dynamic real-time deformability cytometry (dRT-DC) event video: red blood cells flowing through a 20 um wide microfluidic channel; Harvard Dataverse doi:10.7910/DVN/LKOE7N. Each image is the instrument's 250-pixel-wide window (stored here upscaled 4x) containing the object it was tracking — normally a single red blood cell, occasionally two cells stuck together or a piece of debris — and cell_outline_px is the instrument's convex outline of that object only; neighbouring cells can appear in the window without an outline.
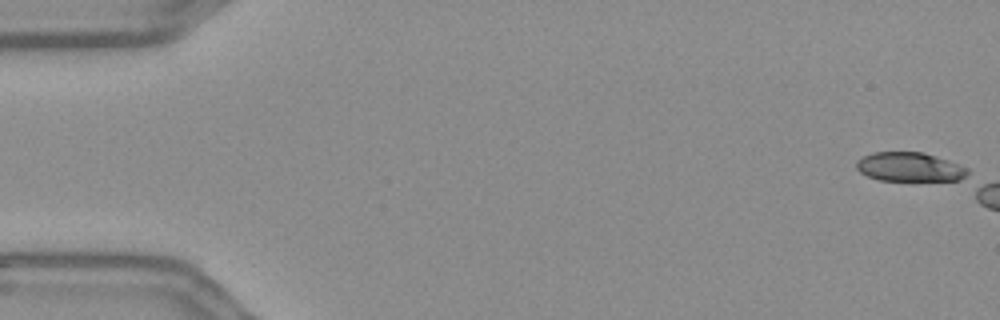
{"species": "Egyptian fruit bat (a non-hibernating species)", "species_latin": "Rousettus aegyptiacus", "temperature_condition": "warm", "stored_images_in_passage": 6, "camera_frame_rate_fps": 3000, "um_per_image_px": 0.085, "frame": {"image": 1, "passage_image": 1, "time_ms": 0.0, "image_size_px": [1000, 320], "cell_outline_px": [[968, 180], [880, 180], [868, 176], [860, 172], [856, 168], [856, 160], [872, 152], [924, 152], [960, 164], [968, 168]], "centroid_in_image_um": [77.36, 14.19], "position_along_channel_um": 7.6, "area_um2": 19.02}}